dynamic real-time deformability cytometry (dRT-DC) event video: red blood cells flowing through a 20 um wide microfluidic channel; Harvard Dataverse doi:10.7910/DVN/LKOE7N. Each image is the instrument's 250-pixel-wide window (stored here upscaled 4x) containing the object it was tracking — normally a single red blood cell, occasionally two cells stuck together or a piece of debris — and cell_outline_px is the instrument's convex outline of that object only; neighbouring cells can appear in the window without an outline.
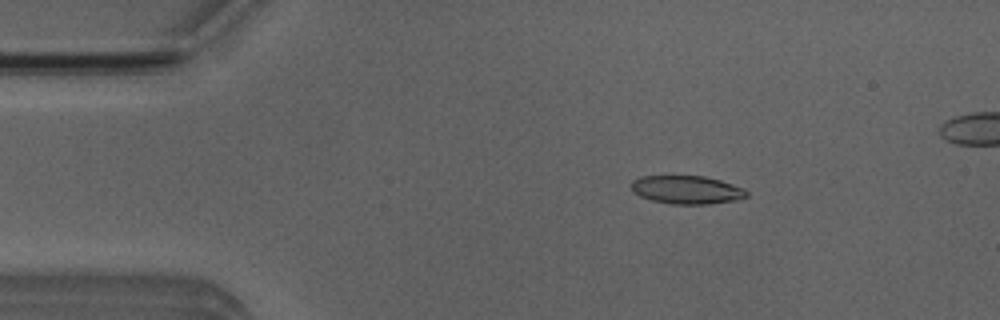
{"species": "Egyptian fruit bat (a non-hibernating species)", "species_latin": "Rousettus aegyptiacus", "temperature_condition": "room temperature", "stored_images_in_passage": 50, "camera_frame_rate_fps": 3000, "um_per_image_px": 0.085, "animal": {"sex": "male"}, "frame": {"image": 1, "passage_image": 9, "time_ms": 2.667, "image_size_px": [1000, 320], "cell_outline_px": [[748, 196], [736, 200], [708, 204], [672, 204], [652, 200], [640, 196], [632, 192], [632, 180], [640, 176], [704, 176], [720, 180], [744, 188], [748, 192]], "centroid_in_image_um": [58.37, 16.13], "position_along_channel_um": 26.6, "area_um2": 19.02}}
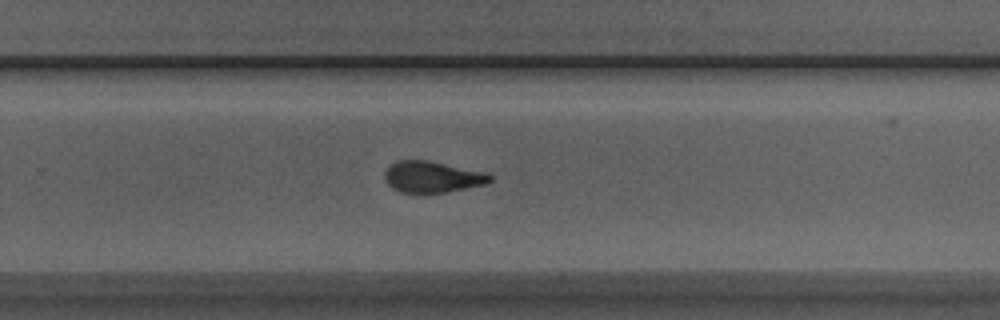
{"frame": {"image": 2, "passage_image": 34, "time_ms": 11.0, "image_size_px": [1000, 320], "cell_outline_px": [[492, 180], [488, 184], [444, 192], [400, 192], [392, 188], [388, 184], [384, 176], [384, 172], [396, 160], [424, 160], [484, 172], [492, 176]], "centroid_in_image_um": [36.73, 15.04], "position_along_channel_um": 293.1, "area_um2": 18.84}}
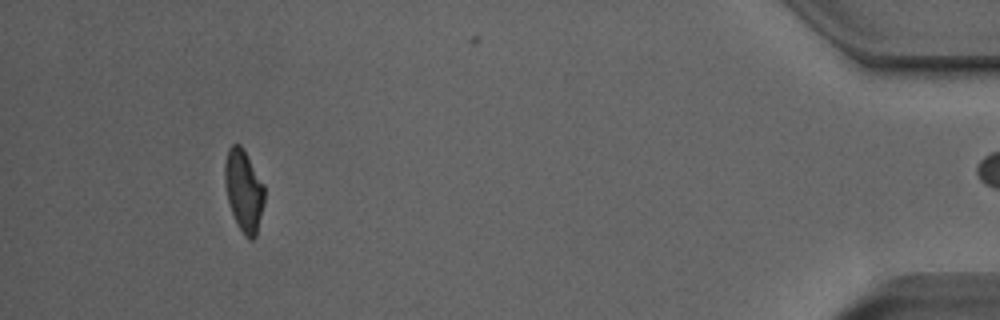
{"frame": {"image": 3, "passage_image": 49, "time_ms": 16.0, "image_size_px": [1000, 320], "cell_outline_px": [[264, 204], [256, 236], [252, 240], [248, 240], [244, 236], [232, 212], [228, 200], [224, 184], [224, 164], [228, 148], [232, 144], [240, 144], [244, 148], [264, 184]], "centroid_in_image_um": [20.72, 16.17], "position_along_channel_um": 414.5, "area_um2": 19.07}, "authors_computed_cell_mechanics": {"area_um2": 19.7676, "velocity_mm_per_s": 3.8807, "shape_relaxation_time_tau1_ms": 8.7879, "shape_relaxation_time_tau2_ms": 1.952, "deformation_change_tau1": 0.2271, "deformation_change_tau2": 0.103}}